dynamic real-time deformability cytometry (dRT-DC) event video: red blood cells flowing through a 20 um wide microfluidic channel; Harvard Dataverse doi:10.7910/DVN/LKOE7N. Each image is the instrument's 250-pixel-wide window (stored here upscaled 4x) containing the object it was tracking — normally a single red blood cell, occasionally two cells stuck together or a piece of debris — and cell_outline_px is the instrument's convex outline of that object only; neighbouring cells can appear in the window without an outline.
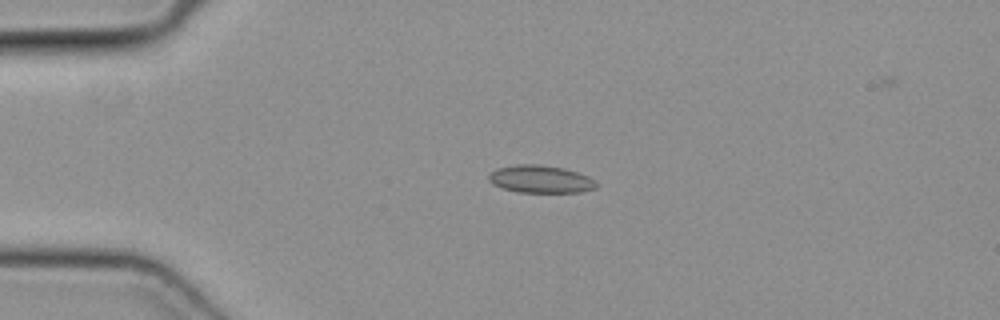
{"species": "common noctule bat (a hibernating species)", "species_latin": "Nyctalus noctula", "temperature_condition": "cold", "stored_images_in_passage": 28, "camera_frame_rate_fps": 3000, "um_per_image_px": 0.085, "animal": {"sex": "female", "body_mass_g": 19.3, "forearm_length_mm": 54.1}, "frame": {"image": 1, "passage_image": 1, "time_ms": 0.0, "image_size_px": [1000, 320], "cell_outline_px": [[596, 188], [580, 192], [516, 192], [500, 188], [492, 184], [488, 180], [488, 172], [496, 168], [516, 164], [540, 164], [564, 168], [588, 176], [596, 180]], "centroid_in_image_um": [45.89, 15.22], "position_along_channel_um": 39.1, "area_um2": 17.57}}
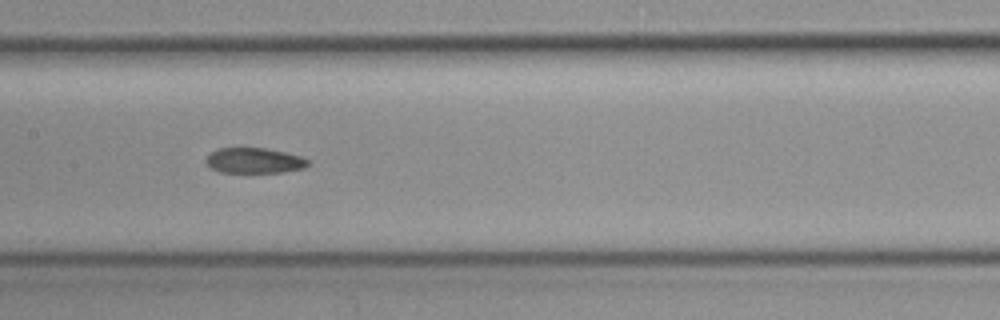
{"frame": {"image": 2, "passage_image": 14, "time_ms": 4.333, "image_size_px": [1000, 320], "cell_outline_px": [[308, 164], [304, 168], [284, 172], [220, 172], [212, 168], [204, 160], [212, 152], [220, 148], [264, 148], [284, 152], [300, 156], [308, 160]], "centroid_in_image_um": [21.61, 13.65], "position_along_channel_um": 185.8, "area_um2": 14.85}}
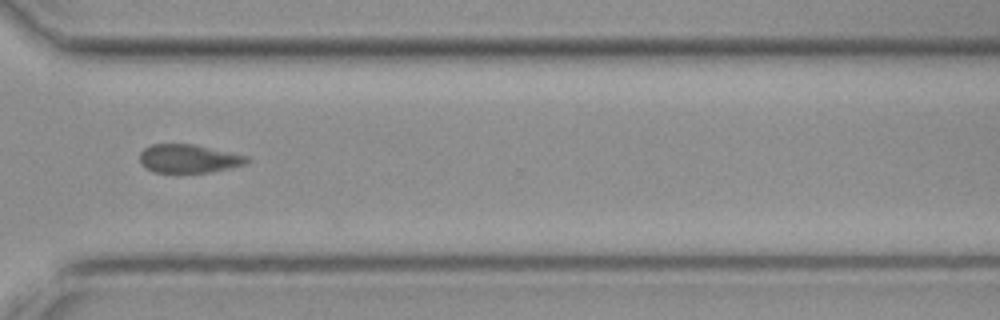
{"frame": {"image": 3, "passage_image": 26, "time_ms": 8.333, "image_size_px": [1000, 320], "cell_outline_px": [[252, 160], [244, 164], [212, 172], [152, 172], [140, 164], [140, 152], [144, 148], [152, 144], [192, 144], [248, 156]], "centroid_in_image_um": [16.01, 13.48], "position_along_channel_um": 354.6, "area_um2": 17.69}}